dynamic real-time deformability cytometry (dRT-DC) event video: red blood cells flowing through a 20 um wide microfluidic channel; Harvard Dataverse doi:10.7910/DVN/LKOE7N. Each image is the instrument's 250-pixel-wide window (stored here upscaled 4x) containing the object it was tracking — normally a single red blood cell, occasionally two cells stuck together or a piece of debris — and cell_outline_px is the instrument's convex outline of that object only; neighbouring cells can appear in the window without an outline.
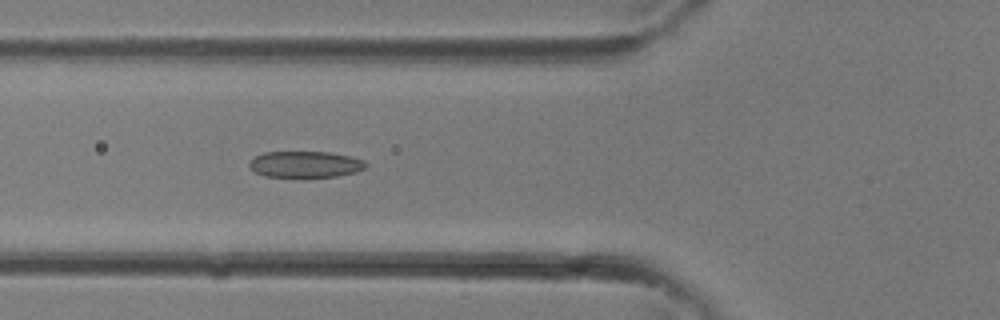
{"species": "common noctule bat (a hibernating species)", "species_latin": "Nyctalus noctula", "temperature_condition": "room temperature", "stored_images_in_passage": 3, "camera_frame_rate_fps": 3000, "um_per_image_px": 0.085, "animal": {"sex": "female"}, "frame": {"image": 1, "passage_image": 3, "time_ms": 0.667, "image_size_px": [1000, 320], "cell_outline_px": [[368, 164], [364, 168], [356, 172], [336, 176], [304, 180], [264, 176], [256, 172], [248, 164], [256, 156], [264, 152], [328, 152], [352, 156], [364, 160]], "centroid_in_image_um": [25.97, 14.01], "position_along_channel_um": 99.8, "area_um2": 18.61}}